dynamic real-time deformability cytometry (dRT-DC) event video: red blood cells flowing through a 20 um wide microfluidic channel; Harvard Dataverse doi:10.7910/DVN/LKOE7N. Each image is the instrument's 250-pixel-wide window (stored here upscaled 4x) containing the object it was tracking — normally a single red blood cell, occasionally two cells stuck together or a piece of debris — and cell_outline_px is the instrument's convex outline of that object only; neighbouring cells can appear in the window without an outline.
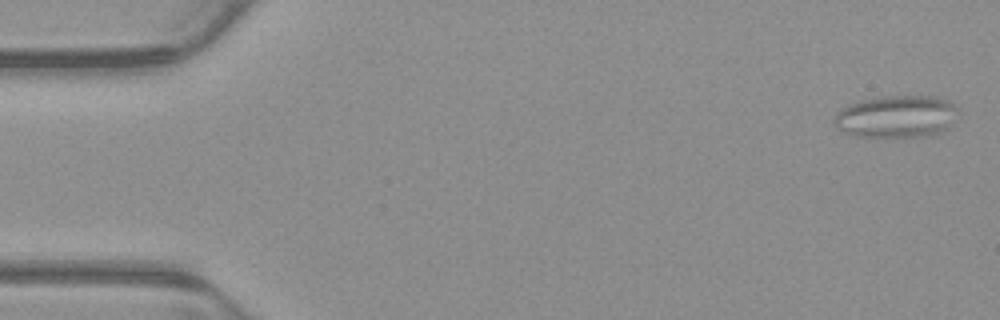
{"species": "common noctule bat (a hibernating species)", "species_latin": "Nyctalus noctula", "temperature_condition": "warm", "stored_images_in_passage": 54, "camera_frame_rate_fps": 3000, "um_per_image_px": 0.085, "animal": {"sex": "male", "body_mass_g": 23.1, "forearm_length_mm": 52.7}, "frame": {"image": 1, "passage_image": 2, "time_ms": 0.333, "image_size_px": [1000, 320], "cell_outline_px": [[960, 116], [948, 128], [940, 132], [924, 136], [856, 136], [844, 132], [832, 120], [848, 104], [860, 100], [880, 96], [936, 96], [948, 100], [960, 112]], "centroid_in_image_um": [76.27, 9.89], "position_along_channel_um": 8.7, "area_um2": 30.46}}
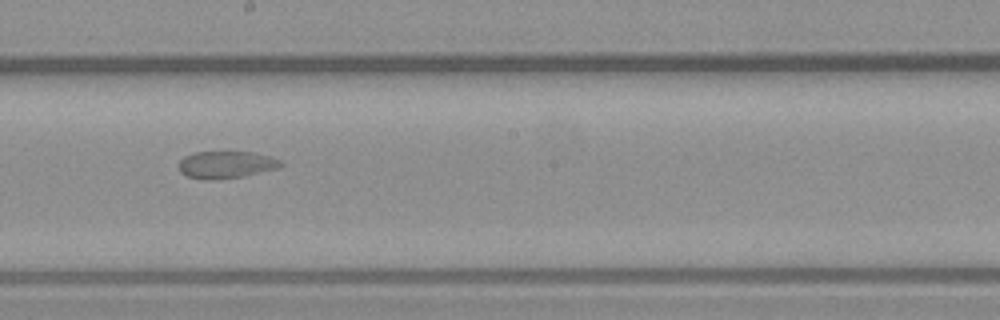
{"frame": {"image": 2, "passage_image": 30, "time_ms": 9.667, "image_size_px": [1000, 320], "cell_outline_px": [[284, 164], [280, 168], [244, 176], [212, 180], [204, 180], [188, 176], [180, 172], [180, 160], [184, 156], [196, 152], [256, 152], [280, 160]], "centroid_in_image_um": [19.25, 14.0], "position_along_channel_um": 229.0, "area_um2": 16.18}}
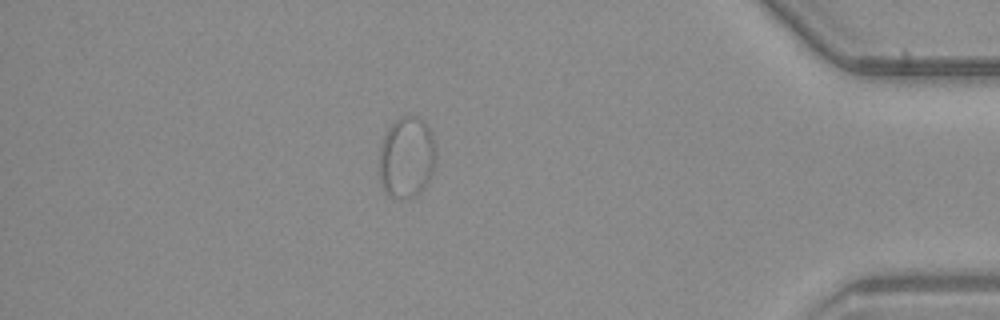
{"frame": {"image": 3, "passage_image": 47, "time_ms": 15.333, "image_size_px": [1000, 320], "cell_outline_px": [[436, 160], [432, 172], [424, 188], [416, 196], [404, 200], [400, 200], [388, 196], [384, 192], [380, 180], [380, 144], [388, 128], [400, 116], [416, 116], [424, 120], [432, 136], [436, 148]], "centroid_in_image_um": [34.56, 13.41], "position_along_channel_um": 400.6, "area_um2": 27.22}}